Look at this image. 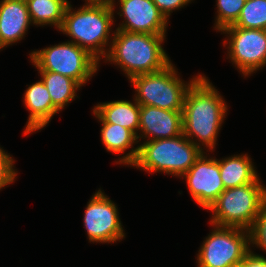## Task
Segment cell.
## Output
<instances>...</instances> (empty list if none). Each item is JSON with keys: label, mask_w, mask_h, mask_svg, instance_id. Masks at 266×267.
Here are the masks:
<instances>
[{"label": "cell", "mask_w": 266, "mask_h": 267, "mask_svg": "<svg viewBox=\"0 0 266 267\" xmlns=\"http://www.w3.org/2000/svg\"><path fill=\"white\" fill-rule=\"evenodd\" d=\"M227 105L206 76L200 75L187 90L183 106V135L201 148L213 150ZM196 137L195 139H192ZM199 141V143L197 142Z\"/></svg>", "instance_id": "obj_1"}, {"label": "cell", "mask_w": 266, "mask_h": 267, "mask_svg": "<svg viewBox=\"0 0 266 267\" xmlns=\"http://www.w3.org/2000/svg\"><path fill=\"white\" fill-rule=\"evenodd\" d=\"M113 35L105 60L119 65L128 79L159 72L171 63L161 45L165 35L122 30H115Z\"/></svg>", "instance_id": "obj_2"}, {"label": "cell", "mask_w": 266, "mask_h": 267, "mask_svg": "<svg viewBox=\"0 0 266 267\" xmlns=\"http://www.w3.org/2000/svg\"><path fill=\"white\" fill-rule=\"evenodd\" d=\"M203 153L186 136L145 141L120 158L119 164H128L148 172H164L183 176Z\"/></svg>", "instance_id": "obj_3"}, {"label": "cell", "mask_w": 266, "mask_h": 267, "mask_svg": "<svg viewBox=\"0 0 266 267\" xmlns=\"http://www.w3.org/2000/svg\"><path fill=\"white\" fill-rule=\"evenodd\" d=\"M86 2L77 11H72L70 3L68 4L59 30L73 38L69 42L87 50L100 61L101 55L104 59L107 56L104 47L109 42L114 22L115 0Z\"/></svg>", "instance_id": "obj_4"}, {"label": "cell", "mask_w": 266, "mask_h": 267, "mask_svg": "<svg viewBox=\"0 0 266 267\" xmlns=\"http://www.w3.org/2000/svg\"><path fill=\"white\" fill-rule=\"evenodd\" d=\"M266 202V187L256 182L225 189L210 206L211 225L250 230Z\"/></svg>", "instance_id": "obj_5"}, {"label": "cell", "mask_w": 266, "mask_h": 267, "mask_svg": "<svg viewBox=\"0 0 266 267\" xmlns=\"http://www.w3.org/2000/svg\"><path fill=\"white\" fill-rule=\"evenodd\" d=\"M172 63L163 70L133 76L130 82L136 89L135 99L140 105H149L165 110L183 111L187 90L200 76L184 83Z\"/></svg>", "instance_id": "obj_6"}, {"label": "cell", "mask_w": 266, "mask_h": 267, "mask_svg": "<svg viewBox=\"0 0 266 267\" xmlns=\"http://www.w3.org/2000/svg\"><path fill=\"white\" fill-rule=\"evenodd\" d=\"M39 71H50L68 76L83 86L99 67V61L87 50L73 42H63L30 54Z\"/></svg>", "instance_id": "obj_7"}, {"label": "cell", "mask_w": 266, "mask_h": 267, "mask_svg": "<svg viewBox=\"0 0 266 267\" xmlns=\"http://www.w3.org/2000/svg\"><path fill=\"white\" fill-rule=\"evenodd\" d=\"M215 228L198 251V267L239 265L250 252V232L236 227Z\"/></svg>", "instance_id": "obj_8"}, {"label": "cell", "mask_w": 266, "mask_h": 267, "mask_svg": "<svg viewBox=\"0 0 266 267\" xmlns=\"http://www.w3.org/2000/svg\"><path fill=\"white\" fill-rule=\"evenodd\" d=\"M220 32L229 34L228 54L231 62L243 76L250 75L266 65V30L245 29L233 25L223 28Z\"/></svg>", "instance_id": "obj_9"}, {"label": "cell", "mask_w": 266, "mask_h": 267, "mask_svg": "<svg viewBox=\"0 0 266 267\" xmlns=\"http://www.w3.org/2000/svg\"><path fill=\"white\" fill-rule=\"evenodd\" d=\"M116 204L99 189L88 202L84 227L90 242L114 243L125 237Z\"/></svg>", "instance_id": "obj_10"}, {"label": "cell", "mask_w": 266, "mask_h": 267, "mask_svg": "<svg viewBox=\"0 0 266 267\" xmlns=\"http://www.w3.org/2000/svg\"><path fill=\"white\" fill-rule=\"evenodd\" d=\"M204 153L182 177L186 178L189 192L196 203L208 210L225 187L221 180L219 160L207 159Z\"/></svg>", "instance_id": "obj_11"}, {"label": "cell", "mask_w": 266, "mask_h": 267, "mask_svg": "<svg viewBox=\"0 0 266 267\" xmlns=\"http://www.w3.org/2000/svg\"><path fill=\"white\" fill-rule=\"evenodd\" d=\"M123 23L116 29L135 33L165 35L167 19L153 0H119ZM126 20V21H125ZM125 22V23H124Z\"/></svg>", "instance_id": "obj_12"}, {"label": "cell", "mask_w": 266, "mask_h": 267, "mask_svg": "<svg viewBox=\"0 0 266 267\" xmlns=\"http://www.w3.org/2000/svg\"><path fill=\"white\" fill-rule=\"evenodd\" d=\"M139 131L147 141L177 137L183 134V111L165 110L149 105H140ZM150 139V140H149Z\"/></svg>", "instance_id": "obj_13"}, {"label": "cell", "mask_w": 266, "mask_h": 267, "mask_svg": "<svg viewBox=\"0 0 266 267\" xmlns=\"http://www.w3.org/2000/svg\"><path fill=\"white\" fill-rule=\"evenodd\" d=\"M30 24L27 3L21 0H1L0 43L3 48L20 41Z\"/></svg>", "instance_id": "obj_14"}, {"label": "cell", "mask_w": 266, "mask_h": 267, "mask_svg": "<svg viewBox=\"0 0 266 267\" xmlns=\"http://www.w3.org/2000/svg\"><path fill=\"white\" fill-rule=\"evenodd\" d=\"M24 103L30 111L24 134L27 135L44 128L59 112L54 106L49 92L42 80L28 86Z\"/></svg>", "instance_id": "obj_15"}, {"label": "cell", "mask_w": 266, "mask_h": 267, "mask_svg": "<svg viewBox=\"0 0 266 267\" xmlns=\"http://www.w3.org/2000/svg\"><path fill=\"white\" fill-rule=\"evenodd\" d=\"M105 102L96 105L93 113L102 123H111L123 126L138 136L140 124V104L134 100Z\"/></svg>", "instance_id": "obj_16"}, {"label": "cell", "mask_w": 266, "mask_h": 267, "mask_svg": "<svg viewBox=\"0 0 266 267\" xmlns=\"http://www.w3.org/2000/svg\"><path fill=\"white\" fill-rule=\"evenodd\" d=\"M248 154L219 160L221 180L225 189L256 182L259 177Z\"/></svg>", "instance_id": "obj_17"}, {"label": "cell", "mask_w": 266, "mask_h": 267, "mask_svg": "<svg viewBox=\"0 0 266 267\" xmlns=\"http://www.w3.org/2000/svg\"><path fill=\"white\" fill-rule=\"evenodd\" d=\"M41 80L45 84L53 106L60 111L76 96V90L81 85L68 76L50 71H39Z\"/></svg>", "instance_id": "obj_18"}, {"label": "cell", "mask_w": 266, "mask_h": 267, "mask_svg": "<svg viewBox=\"0 0 266 267\" xmlns=\"http://www.w3.org/2000/svg\"><path fill=\"white\" fill-rule=\"evenodd\" d=\"M68 0H31L27 3L31 22L35 25H54L61 28Z\"/></svg>", "instance_id": "obj_19"}, {"label": "cell", "mask_w": 266, "mask_h": 267, "mask_svg": "<svg viewBox=\"0 0 266 267\" xmlns=\"http://www.w3.org/2000/svg\"><path fill=\"white\" fill-rule=\"evenodd\" d=\"M101 140L109 152L124 153L139 142L137 136L129 129L111 123H102Z\"/></svg>", "instance_id": "obj_20"}, {"label": "cell", "mask_w": 266, "mask_h": 267, "mask_svg": "<svg viewBox=\"0 0 266 267\" xmlns=\"http://www.w3.org/2000/svg\"><path fill=\"white\" fill-rule=\"evenodd\" d=\"M233 26L266 30V0H246Z\"/></svg>", "instance_id": "obj_21"}, {"label": "cell", "mask_w": 266, "mask_h": 267, "mask_svg": "<svg viewBox=\"0 0 266 267\" xmlns=\"http://www.w3.org/2000/svg\"><path fill=\"white\" fill-rule=\"evenodd\" d=\"M246 0H217V19L215 29L221 31L223 28L233 25L240 16Z\"/></svg>", "instance_id": "obj_22"}, {"label": "cell", "mask_w": 266, "mask_h": 267, "mask_svg": "<svg viewBox=\"0 0 266 267\" xmlns=\"http://www.w3.org/2000/svg\"><path fill=\"white\" fill-rule=\"evenodd\" d=\"M250 244L266 251V202L262 205L260 213L256 217L253 226L249 230Z\"/></svg>", "instance_id": "obj_23"}, {"label": "cell", "mask_w": 266, "mask_h": 267, "mask_svg": "<svg viewBox=\"0 0 266 267\" xmlns=\"http://www.w3.org/2000/svg\"><path fill=\"white\" fill-rule=\"evenodd\" d=\"M191 0H153V3L158 7L159 11L168 20L172 10L182 8L184 5H188Z\"/></svg>", "instance_id": "obj_24"}, {"label": "cell", "mask_w": 266, "mask_h": 267, "mask_svg": "<svg viewBox=\"0 0 266 267\" xmlns=\"http://www.w3.org/2000/svg\"><path fill=\"white\" fill-rule=\"evenodd\" d=\"M239 267H266V258L261 255H256L250 250L239 264Z\"/></svg>", "instance_id": "obj_25"}, {"label": "cell", "mask_w": 266, "mask_h": 267, "mask_svg": "<svg viewBox=\"0 0 266 267\" xmlns=\"http://www.w3.org/2000/svg\"><path fill=\"white\" fill-rule=\"evenodd\" d=\"M17 171L14 169H0V190L14 182Z\"/></svg>", "instance_id": "obj_26"}, {"label": "cell", "mask_w": 266, "mask_h": 267, "mask_svg": "<svg viewBox=\"0 0 266 267\" xmlns=\"http://www.w3.org/2000/svg\"><path fill=\"white\" fill-rule=\"evenodd\" d=\"M14 159L0 148V169H14Z\"/></svg>", "instance_id": "obj_27"}, {"label": "cell", "mask_w": 266, "mask_h": 267, "mask_svg": "<svg viewBox=\"0 0 266 267\" xmlns=\"http://www.w3.org/2000/svg\"><path fill=\"white\" fill-rule=\"evenodd\" d=\"M85 1H110V0H85Z\"/></svg>", "instance_id": "obj_28"}, {"label": "cell", "mask_w": 266, "mask_h": 267, "mask_svg": "<svg viewBox=\"0 0 266 267\" xmlns=\"http://www.w3.org/2000/svg\"><path fill=\"white\" fill-rule=\"evenodd\" d=\"M21 1H23L24 3H28L31 0H21Z\"/></svg>", "instance_id": "obj_29"}]
</instances>
